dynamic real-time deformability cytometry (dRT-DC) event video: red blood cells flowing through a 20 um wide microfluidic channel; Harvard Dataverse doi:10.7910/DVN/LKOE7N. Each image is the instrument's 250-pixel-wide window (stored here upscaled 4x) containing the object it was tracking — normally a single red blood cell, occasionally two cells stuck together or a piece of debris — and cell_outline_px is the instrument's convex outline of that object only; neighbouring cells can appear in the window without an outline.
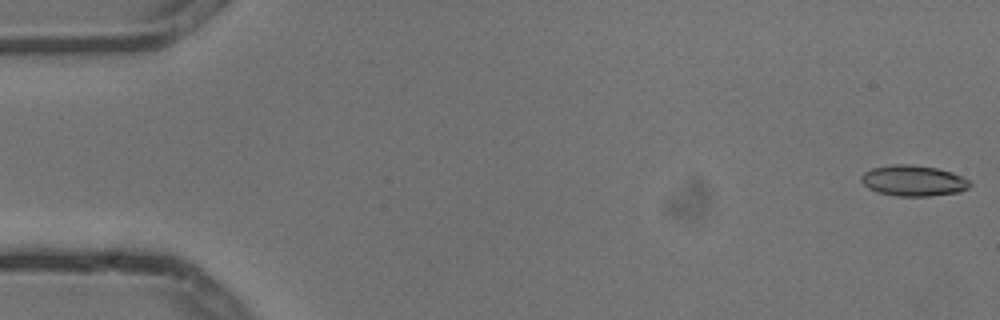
{"species": "common noctule bat (a hibernating species)", "species_latin": "Nyctalus noctula", "temperature_condition": "cold", "stored_images_in_passage": 4, "camera_frame_rate_fps": 3000, "um_per_image_px": 0.085, "animal": {"sex": "male", "body_mass_g": 13.3}, "frame": {"image": 1, "passage_image": 1, "time_ms": 0.0, "image_size_px": [1000, 320], "cell_outline_px": [[972, 184], [968, 188], [960, 192], [928, 196], [896, 196], [876, 192], [868, 188], [860, 180], [860, 176], [864, 172], [872, 168], [892, 164], [912, 164], [936, 168], [952, 172], [968, 180]], "centroid_in_image_um": [77.61, 15.36], "position_along_channel_um": 7.4, "area_um2": 19.59}}